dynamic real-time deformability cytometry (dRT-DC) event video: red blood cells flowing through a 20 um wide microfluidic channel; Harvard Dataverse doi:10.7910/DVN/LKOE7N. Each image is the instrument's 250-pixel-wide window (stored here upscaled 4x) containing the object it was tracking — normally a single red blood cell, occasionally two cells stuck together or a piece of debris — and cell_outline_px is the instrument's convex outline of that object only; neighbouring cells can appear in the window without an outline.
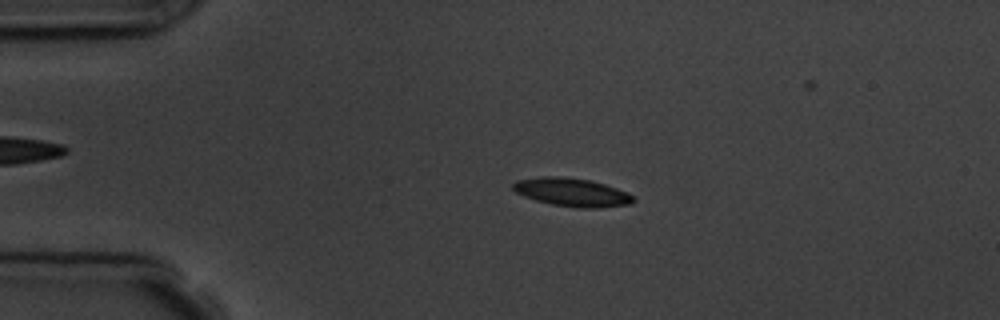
{"species": "common noctule bat (a hibernating species)", "species_latin": "Nyctalus noctula", "temperature_condition": "room temperature", "stored_images_in_passage": 4, "camera_frame_rate_fps": 3000, "um_per_image_px": 0.085, "animal": {"sex": "male", "body_mass_g": 19.5, "forearm_length_mm": 54.6}, "frame": {"image": 1, "passage_image": 3, "time_ms": 2.333, "image_size_px": [1000, 320], "cell_outline_px": [[636, 200], [632, 204], [600, 208], [580, 208], [552, 204], [536, 200], [524, 196], [516, 192], [512, 188], [512, 184], [516, 180], [540, 176], [560, 176], [588, 180], [604, 184], [628, 192]], "centroid_in_image_um": [48.62, 16.34], "position_along_channel_um": 36.4, "area_um2": 19.88}}